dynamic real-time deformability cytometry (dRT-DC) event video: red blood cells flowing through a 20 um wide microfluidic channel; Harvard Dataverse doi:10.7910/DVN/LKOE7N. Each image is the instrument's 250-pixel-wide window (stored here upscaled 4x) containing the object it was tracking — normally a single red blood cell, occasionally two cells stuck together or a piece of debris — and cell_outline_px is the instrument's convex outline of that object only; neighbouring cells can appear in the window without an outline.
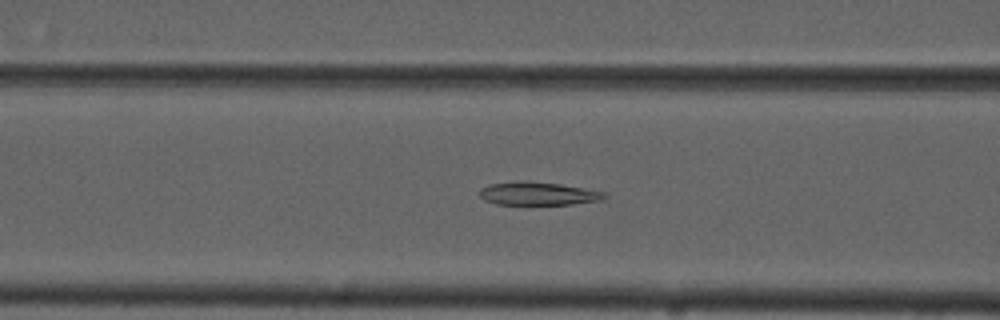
{"species": "common noctule bat (a hibernating species)", "species_latin": "Nyctalus noctula", "temperature_condition": "cold", "stored_images_in_passage": 38, "camera_frame_rate_fps": 3000, "um_per_image_px": 0.085, "animal": {"sex": "male", "forearm_length_mm": 52.5}, "frame": {"image": 1, "passage_image": 16, "time_ms": 5.0, "image_size_px": [1000, 320], "cell_outline_px": [[608, 196], [604, 200], [572, 204], [496, 204], [484, 200], [480, 196], [480, 188], [492, 184], [520, 180], [560, 184], [604, 192]], "centroid_in_image_um": [45.74, 16.46], "position_along_channel_um": 120.9, "area_um2": 16.76}}
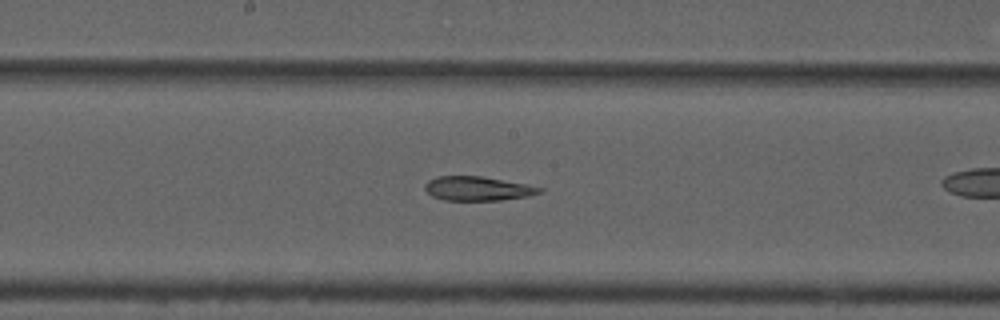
{"frame": {"image": 2, "passage_image": 23, "time_ms": 7.333, "image_size_px": [1000, 320], "cell_outline_px": [[544, 188], [540, 192], [528, 196], [500, 200], [444, 200], [432, 196], [424, 188], [424, 184], [428, 180], [436, 176], [480, 176], [528, 184]], "centroid_in_image_um": [40.58, 16.02], "position_along_channel_um": 207.6, "area_um2": 16.13}}
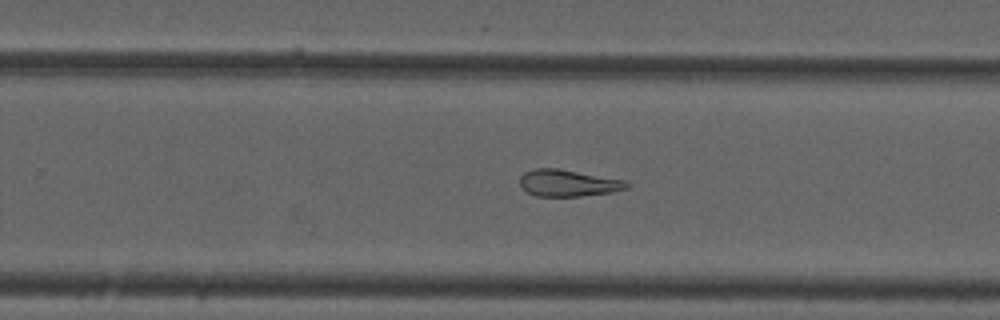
{"frame": {"image": 3, "passage_image": 29, "time_ms": 9.333, "image_size_px": [1000, 320], "cell_outline_px": [[632, 184], [628, 188], [612, 192], [580, 196], [536, 196], [528, 192], [520, 184], [520, 176], [524, 172], [532, 168], [556, 168], [624, 180]], "centroid_in_image_um": [48.29, 15.55], "position_along_channel_um": 281.5, "area_um2": 16.59}}